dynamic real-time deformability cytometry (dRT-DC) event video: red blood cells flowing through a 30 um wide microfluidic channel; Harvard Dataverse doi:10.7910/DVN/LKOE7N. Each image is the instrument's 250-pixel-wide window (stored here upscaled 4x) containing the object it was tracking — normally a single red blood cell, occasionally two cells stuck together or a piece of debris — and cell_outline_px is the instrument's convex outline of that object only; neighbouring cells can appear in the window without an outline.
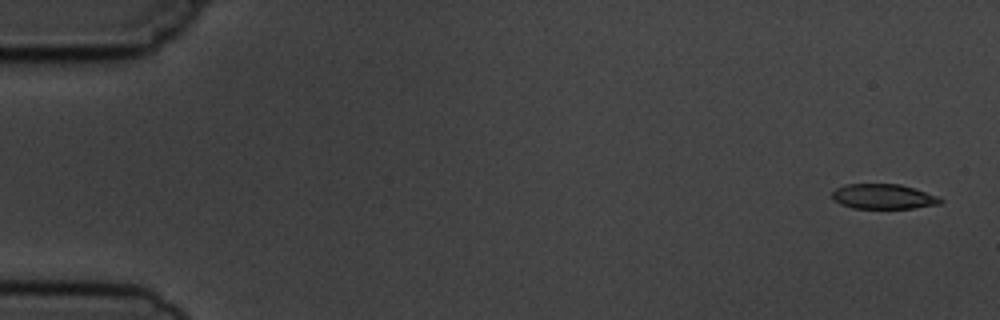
{"species": "common noctule bat (a hibernating species)", "species_latin": "Nyctalus noctula", "temperature_condition": "cold", "stored_images_in_passage": 5, "camera_frame_rate_fps": 3000, "um_per_image_px": 0.085, "animal": {"sex": "male", "body_mass_g": 19.5, "forearm_length_mm": 54.6}, "frame": {"image": 1, "passage_image": 1, "time_ms": 0.0, "image_size_px": [1000, 320], "cell_outline_px": [[944, 200], [940, 204], [912, 208], [852, 208], [840, 204], [832, 200], [832, 192], [836, 188], [844, 184], [900, 184], [916, 188], [936, 196]], "centroid_in_image_um": [75.06, 16.7], "position_along_channel_um": 9.9, "area_um2": 15.84}}
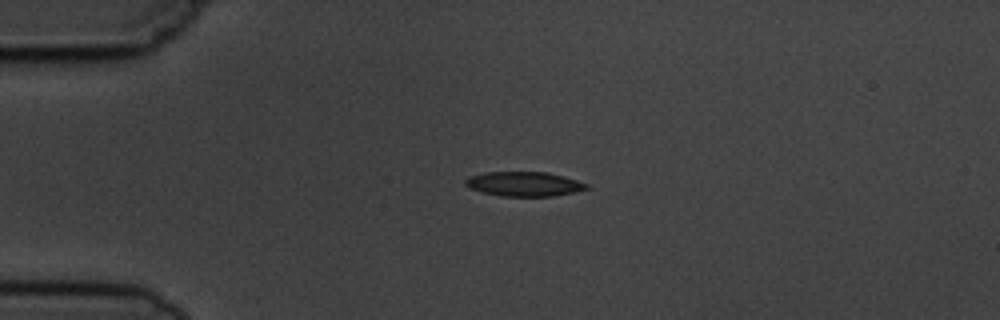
{"frame": {"image": 2, "passage_image": 4, "time_ms": 3.667, "image_size_px": [1000, 320], "cell_outline_px": [[592, 188], [552, 196], [500, 196], [468, 188], [464, 184], [464, 180], [468, 176], [484, 172], [544, 172], [564, 176], [588, 184]], "centroid_in_image_um": [44.51, 15.63], "position_along_channel_um": 40.5, "area_um2": 17.34}}